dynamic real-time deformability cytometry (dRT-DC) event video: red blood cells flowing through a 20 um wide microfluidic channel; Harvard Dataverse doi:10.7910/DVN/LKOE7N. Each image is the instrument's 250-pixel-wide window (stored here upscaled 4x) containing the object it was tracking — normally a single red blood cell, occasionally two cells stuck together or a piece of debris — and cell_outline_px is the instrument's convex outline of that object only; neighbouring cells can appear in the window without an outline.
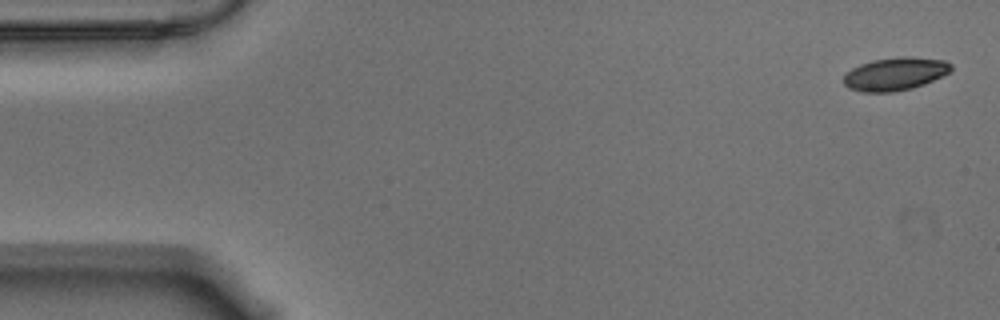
{"species": "Egyptian fruit bat (a non-hibernating species)", "species_latin": "Rousettus aegyptiacus", "temperature_condition": "warm", "stored_images_in_passage": 57, "camera_frame_rate_fps": 3000, "um_per_image_px": 0.085, "animal": {"sex": "male"}, "frame": {"image": 1, "passage_image": 1, "time_ms": 0.0, "image_size_px": [1000, 320], "cell_outline_px": [[952, 68], [948, 72], [924, 84], [912, 88], [892, 92], [864, 92], [848, 88], [844, 84], [844, 76], [852, 68], [860, 64], [872, 60], [900, 56], [908, 56], [944, 60], [952, 64]], "centroid_in_image_um": [76.07, 6.27], "position_along_channel_um": 8.9, "area_um2": 20.52}}
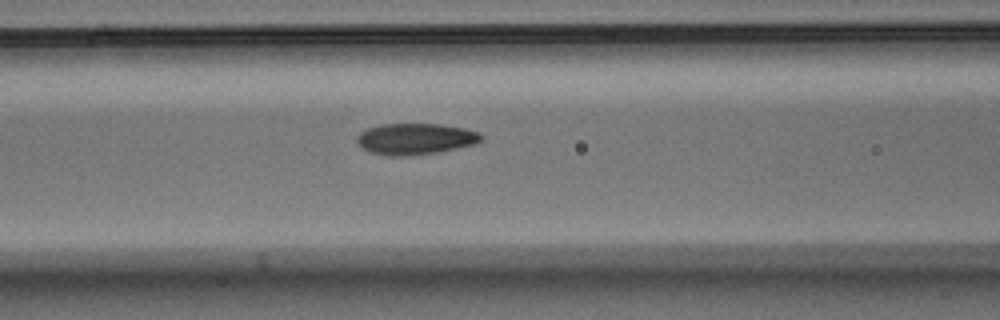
{"frame": {"image": 2, "passage_image": 22, "time_ms": 7.0, "image_size_px": [1000, 320], "cell_outline_px": [[484, 136], [480, 140], [472, 144], [432, 152], [404, 156], [388, 156], [372, 152], [364, 148], [356, 140], [356, 136], [360, 132], [368, 128], [384, 124], [440, 124], [464, 128], [476, 132]], "centroid_in_image_um": [35.25, 11.79], "position_along_channel_um": 131.3, "area_um2": 21.96}}
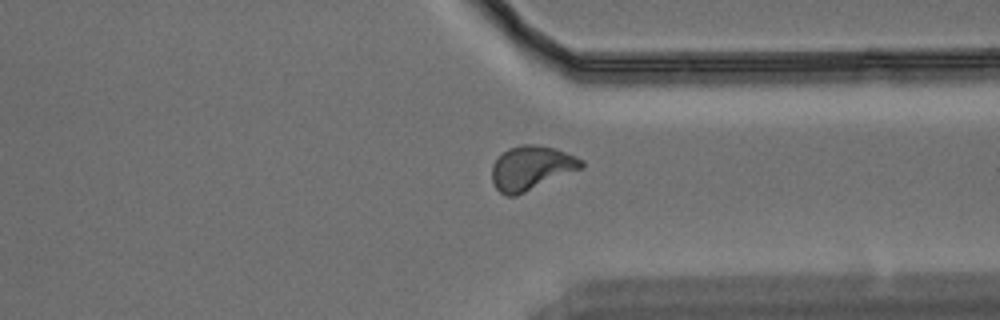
{"frame": {"image": 3, "passage_image": 42, "time_ms": 13.667, "image_size_px": [1000, 320], "cell_outline_px": [[584, 168], [516, 196], [508, 196], [500, 192], [496, 188], [492, 180], [492, 164], [508, 148], [520, 144], [532, 144], [556, 148], [576, 156], [584, 160]], "centroid_in_image_um": [45.19, 14.27], "position_along_channel_um": 366.2, "area_um2": 23.18}}